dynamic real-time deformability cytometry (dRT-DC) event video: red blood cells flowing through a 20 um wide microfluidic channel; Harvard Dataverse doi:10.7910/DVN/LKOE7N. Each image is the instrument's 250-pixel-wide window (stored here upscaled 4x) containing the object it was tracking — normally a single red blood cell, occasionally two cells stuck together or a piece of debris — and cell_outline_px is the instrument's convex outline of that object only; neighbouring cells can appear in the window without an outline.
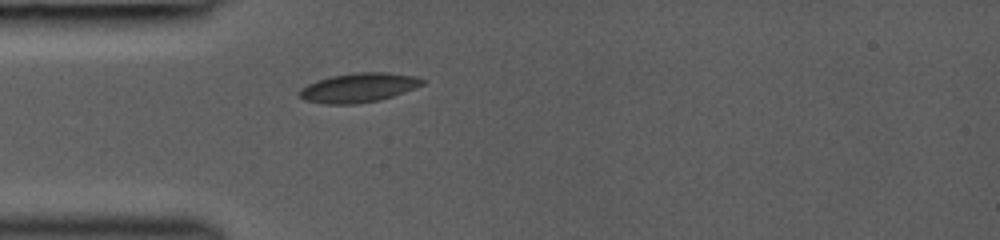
{"species": "common noctule bat (a hibernating species)", "species_latin": "Nyctalus noctula", "temperature_condition": "room temperature", "stored_images_in_passage": 3, "camera_frame_rate_fps": 3000, "um_per_image_px": 0.085, "animal": {"sex": "female", "body_mass_g": 19.0, "forearm_length_mm": 53.3}, "frame": {"image": 1, "passage_image": 1, "time_ms": 0.0, "image_size_px": [1000, 240], "cell_outline_px": [[428, 80], [424, 84], [404, 92], [380, 100], [356, 104], [324, 104], [304, 100], [300, 96], [300, 88], [316, 80], [332, 76], [356, 72], [384, 72], [416, 76]], "centroid_in_image_um": [30.5, 7.45], "position_along_channel_um": 54.5, "area_um2": 21.04}}
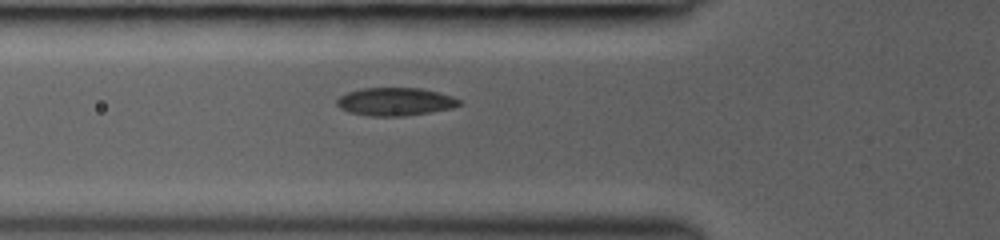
{"frame": {"image": 2, "passage_image": 3, "time_ms": 1.0, "image_size_px": [1000, 240], "cell_outline_px": [[464, 104], [452, 108], [432, 112], [400, 116], [368, 116], [348, 112], [340, 108], [336, 104], [336, 100], [340, 96], [348, 92], [364, 88], [420, 88], [452, 96], [460, 100]], "centroid_in_image_um": [33.6, 8.65], "position_along_channel_um": 92.2, "area_um2": 20.0}}